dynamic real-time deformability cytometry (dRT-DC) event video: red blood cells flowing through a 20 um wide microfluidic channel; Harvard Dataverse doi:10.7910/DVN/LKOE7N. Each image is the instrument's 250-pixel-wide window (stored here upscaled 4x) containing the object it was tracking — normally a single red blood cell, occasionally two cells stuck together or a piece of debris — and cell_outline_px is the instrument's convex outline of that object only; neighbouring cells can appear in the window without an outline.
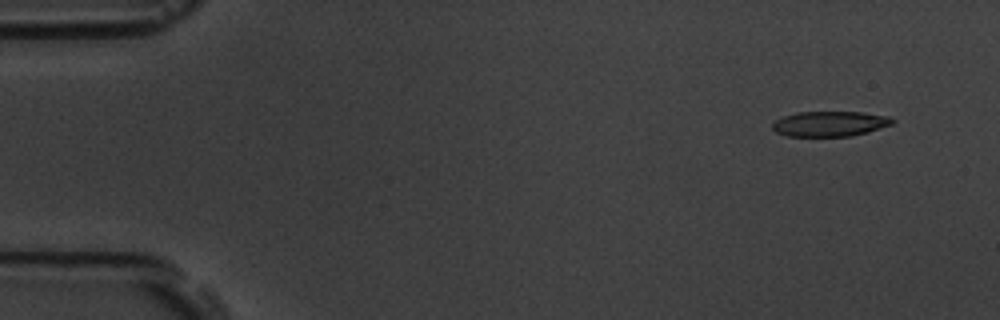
{"species": "common noctule bat (a hibernating species)", "species_latin": "Nyctalus noctula", "temperature_condition": "room temperature", "stored_images_in_passage": 4, "camera_frame_rate_fps": 3000, "um_per_image_px": 0.085, "animal": {"sex": "male", "body_mass_g": 19.5, "forearm_length_mm": 54.6}, "frame": {"image": 1, "passage_image": 1, "time_ms": 0.0, "image_size_px": [1000, 320], "cell_outline_px": [[896, 120], [892, 124], [868, 132], [852, 136], [788, 136], [776, 132], [772, 128], [772, 124], [776, 120], [784, 116], [796, 112], [860, 112], [888, 116]], "centroid_in_image_um": [70.54, 10.52], "position_along_channel_um": 14.5, "area_um2": 17.57}}
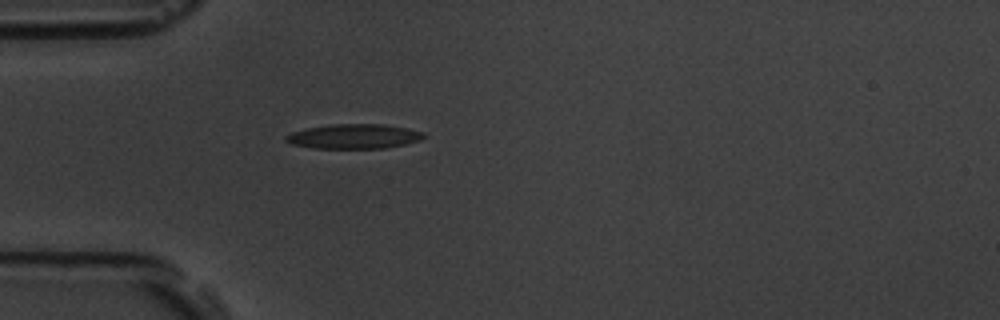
{"frame": {"image": 2, "passage_image": 4, "time_ms": 4.0, "image_size_px": [1000, 320], "cell_outline_px": [[428, 136], [420, 140], [404, 144], [384, 148], [312, 148], [292, 144], [284, 140], [284, 136], [292, 132], [304, 128], [332, 124], [384, 124], [408, 128], [424, 132]], "centroid_in_image_um": [30.08, 11.58], "position_along_channel_um": 54.9, "area_um2": 19.94}}